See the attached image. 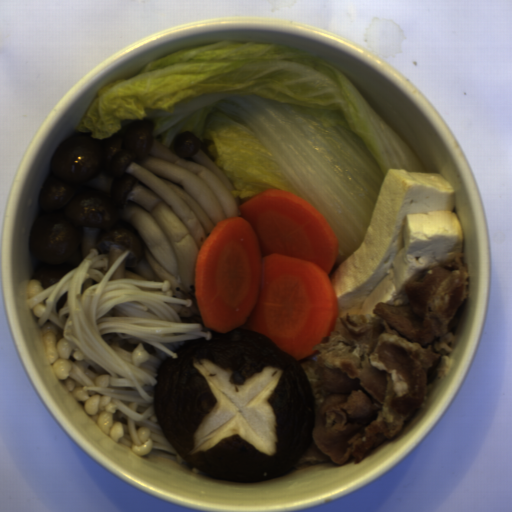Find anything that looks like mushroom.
Masks as SVG:
<instances>
[{
    "label": "mushroom",
    "instance_id": "983e1aa8",
    "mask_svg": "<svg viewBox=\"0 0 512 512\" xmlns=\"http://www.w3.org/2000/svg\"><path fill=\"white\" fill-rule=\"evenodd\" d=\"M173 353L157 371L153 407L179 456L240 484L295 469L314 442L316 405L293 356L238 326Z\"/></svg>",
    "mask_w": 512,
    "mask_h": 512
}]
</instances>
